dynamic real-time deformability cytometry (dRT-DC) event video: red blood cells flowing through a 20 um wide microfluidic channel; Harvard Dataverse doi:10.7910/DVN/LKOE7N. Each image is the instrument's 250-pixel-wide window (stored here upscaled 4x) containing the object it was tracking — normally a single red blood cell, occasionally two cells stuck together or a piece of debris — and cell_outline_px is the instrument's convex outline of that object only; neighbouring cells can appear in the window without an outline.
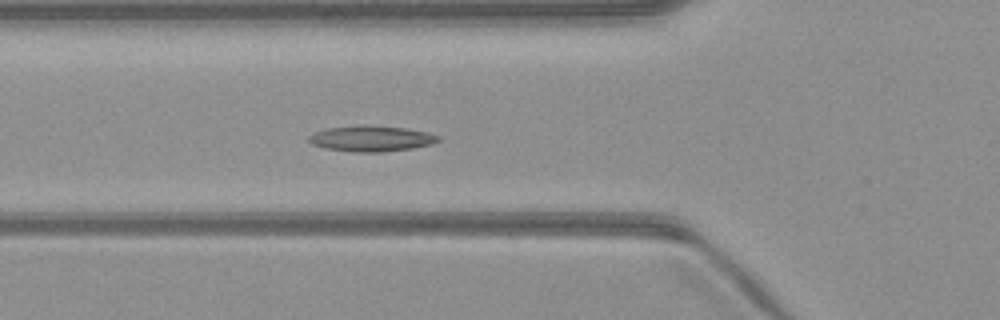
{"species": "common noctule bat (a hibernating species)", "species_latin": "Nyctalus noctula", "temperature_condition": "warm", "stored_images_in_passage": 47, "camera_frame_rate_fps": 3000, "um_per_image_px": 0.085, "animal": {"sex": "male", "body_mass_g": 23.1, "forearm_length_mm": 52.7}, "frame": {"image": 1, "passage_image": 14, "time_ms": 4.333, "image_size_px": [1000, 320], "cell_outline_px": [[440, 140], [432, 144], [412, 148], [380, 152], [352, 152], [324, 148], [312, 144], [308, 140], [308, 136], [324, 128], [356, 124], [364, 124], [408, 128], [428, 132], [440, 136]], "centroid_in_image_um": [31.54, 11.76], "position_along_channel_um": 94.3, "area_um2": 19.83}}
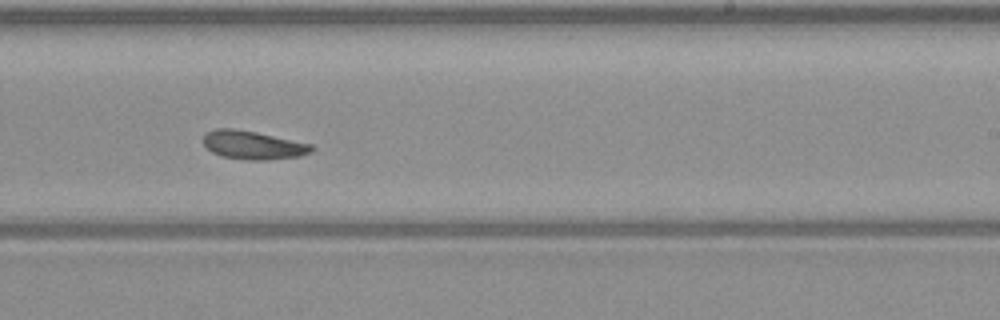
{"frame": {"image": 2, "passage_image": 27, "time_ms": 8.667, "image_size_px": [1000, 320], "cell_outline_px": [[316, 148], [312, 152], [300, 156], [268, 160], [244, 160], [220, 156], [212, 152], [204, 144], [204, 132], [216, 128], [236, 128], [256, 132], [312, 144]], "centroid_in_image_um": [21.51, 12.33], "position_along_channel_um": 267.5, "area_um2": 18.21}}
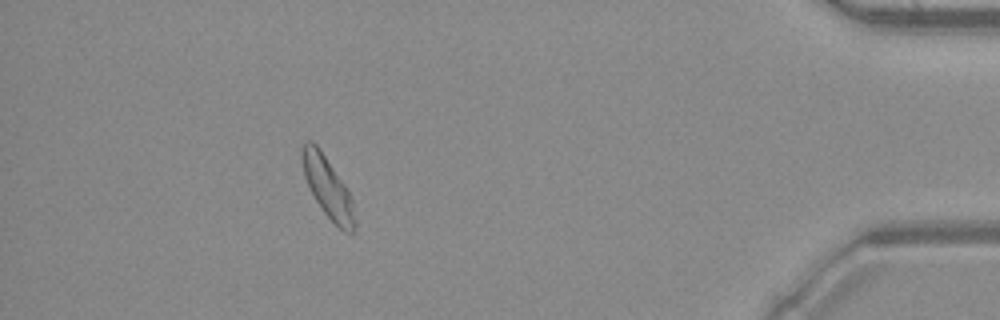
{"frame": {"image": 3, "passage_image": 42, "time_ms": 13.667, "image_size_px": [1000, 320], "cell_outline_px": [[356, 232], [344, 232], [324, 212], [316, 200], [304, 176], [300, 156], [300, 148], [304, 140], [312, 140], [320, 148], [344, 184], [352, 200], [356, 224]], "centroid_in_image_um": [27.83, 15.87], "position_along_channel_um": 407.4, "area_um2": 18.61}, "authors_computed_cell_mechanics": {"area_um2": 18.3226, "velocity_mm_per_s": 3.9995, "shape_relaxation_time_tau1_ms": 6.4446, "shape_relaxation_time_tau2_ms": null, "deformation_change_tau1": 0.1306, "deformation_change_tau2": null}}